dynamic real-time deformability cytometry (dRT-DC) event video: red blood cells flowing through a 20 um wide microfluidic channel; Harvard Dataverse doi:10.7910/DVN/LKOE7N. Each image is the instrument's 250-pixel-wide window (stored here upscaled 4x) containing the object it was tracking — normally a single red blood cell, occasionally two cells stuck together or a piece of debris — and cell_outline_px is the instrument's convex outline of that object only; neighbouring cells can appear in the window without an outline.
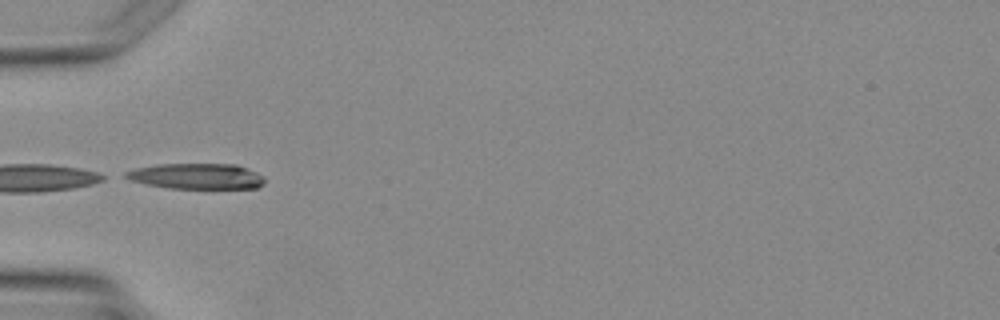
{"species": "Egyptian fruit bat (a non-hibernating species)", "species_latin": "Rousettus aegyptiacus", "temperature_condition": "warm", "stored_images_in_passage": 2, "camera_frame_rate_fps": 3000, "um_per_image_px": 0.085, "animal": {"sex": "female"}, "frame": {"image": 1, "passage_image": 1, "time_ms": 0.0, "image_size_px": [1000, 320], "cell_outline_px": [[264, 184], [256, 188], [168, 188], [148, 184], [132, 180], [124, 176], [124, 172], [136, 168], [160, 164], [236, 164], [248, 168], [264, 176]], "centroid_in_image_um": [16.75, 14.97], "position_along_channel_um": 68.2, "area_um2": 20.63}}
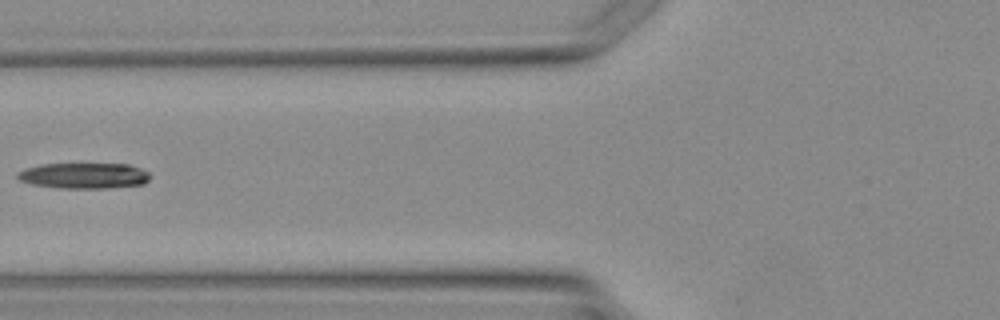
{"frame": {"image": 2, "passage_image": 2, "time_ms": 1.0, "image_size_px": [1000, 320], "cell_outline_px": [[148, 180], [144, 184], [104, 188], [60, 188], [32, 184], [20, 180], [16, 176], [16, 172], [24, 168], [40, 164], [128, 164], [140, 168], [148, 172]], "centroid_in_image_um": [7.09, 14.92], "position_along_channel_um": 118.7, "area_um2": 19.83}}